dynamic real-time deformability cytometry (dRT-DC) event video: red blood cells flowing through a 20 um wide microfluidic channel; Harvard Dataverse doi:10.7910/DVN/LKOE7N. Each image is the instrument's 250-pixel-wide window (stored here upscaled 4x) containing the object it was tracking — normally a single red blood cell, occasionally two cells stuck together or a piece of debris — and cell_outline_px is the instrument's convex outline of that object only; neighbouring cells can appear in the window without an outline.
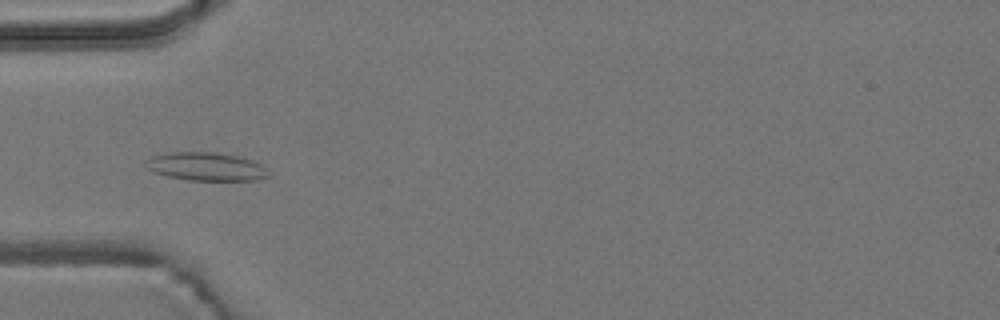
{"species": "common noctule bat (a hibernating species)", "species_latin": "Nyctalus noctula", "temperature_condition": "room temperature", "stored_images_in_passage": 7, "camera_frame_rate_fps": 3000, "um_per_image_px": 0.085, "animal": {"sex": "male", "body_mass_g": 19.2, "forearm_length_mm": 51.8}, "frame": {"image": 1, "passage_image": 5, "time_ms": 4.667, "image_size_px": [1000, 320], "cell_outline_px": [[268, 176], [256, 180], [188, 180], [168, 176], [156, 172], [148, 168], [144, 164], [144, 160], [152, 156], [172, 152], [216, 152], [236, 156], [260, 164], [264, 168]], "centroid_in_image_um": [17.45, 14.15], "position_along_channel_um": 67.5, "area_um2": 19.83}}
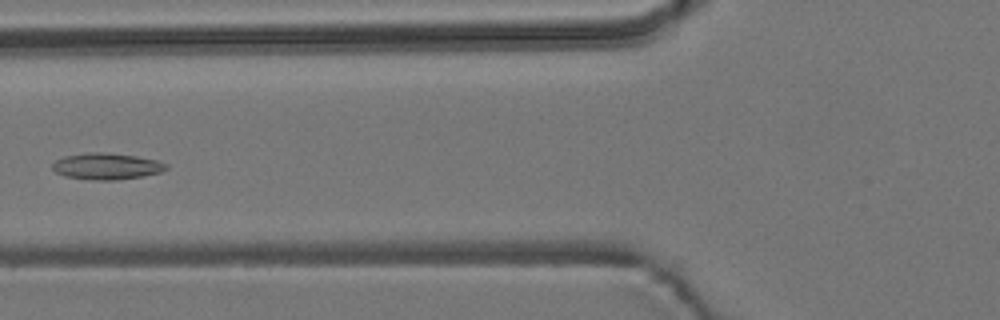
{"frame": {"image": 2, "passage_image": 6, "time_ms": 6.0, "image_size_px": [1000, 320], "cell_outline_px": [[168, 168], [160, 172], [144, 176], [116, 180], [96, 180], [68, 176], [56, 172], [52, 168], [52, 164], [56, 160], [64, 156], [88, 152], [104, 152], [136, 156], [156, 160], [168, 164]], "centroid_in_image_um": [9.09, 14.12], "position_along_channel_um": 116.7, "area_um2": 17.4}}
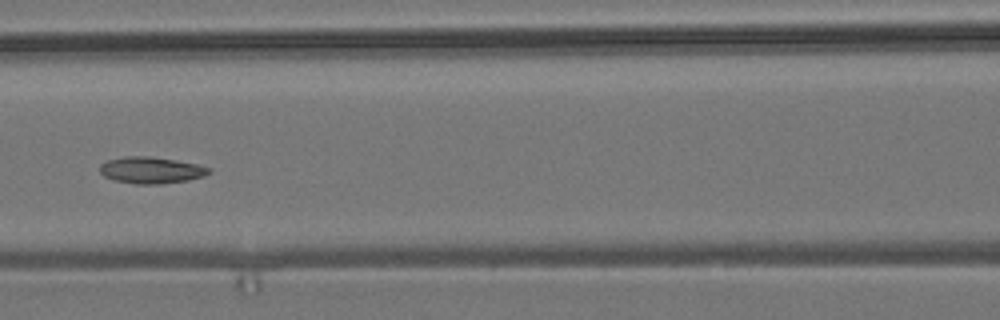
{"frame": {"image": 3, "passage_image": 7, "time_ms": 7.0, "image_size_px": [1000, 320], "cell_outline_px": [[212, 172], [204, 176], [188, 180], [160, 184], [136, 184], [112, 180], [104, 176], [100, 172], [100, 164], [108, 160], [124, 156], [148, 156], [176, 160], [196, 164], [212, 168]], "centroid_in_image_um": [12.85, 14.47], "position_along_channel_um": 153.8, "area_um2": 16.99}}